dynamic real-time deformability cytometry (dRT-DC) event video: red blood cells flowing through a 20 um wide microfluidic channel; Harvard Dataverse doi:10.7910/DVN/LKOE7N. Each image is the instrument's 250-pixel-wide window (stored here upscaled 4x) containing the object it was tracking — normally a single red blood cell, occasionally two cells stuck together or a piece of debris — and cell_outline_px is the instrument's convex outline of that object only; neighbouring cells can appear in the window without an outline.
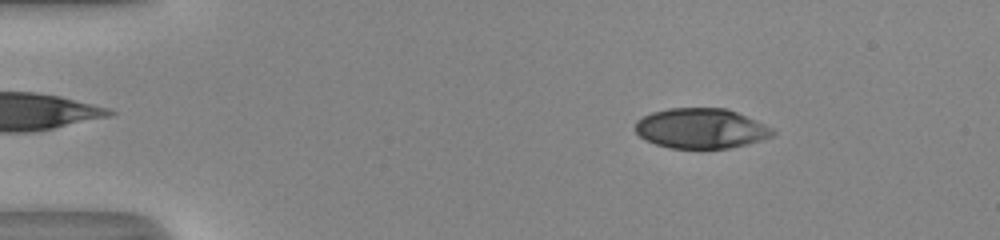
{"species": "human", "species_latin": "Homo sapiens", "temperature_condition": "room temperature", "stored_images_in_passage": 51, "camera_frame_rate_fps": 3000, "um_per_image_px": 0.085, "donor": {"sex": "male"}, "frame": {"image": 1, "passage_image": 8, "time_ms": 2.333, "image_size_px": [1000, 240], "cell_outline_px": [[776, 136], [748, 144], [728, 148], [672, 148], [656, 144], [644, 140], [636, 132], [636, 120], [652, 112], [668, 108], [724, 108], [736, 112], [756, 120], [772, 128], [776, 132]], "centroid_in_image_um": [59.6, 10.92], "position_along_channel_um": 25.4, "area_um2": 32.14}}
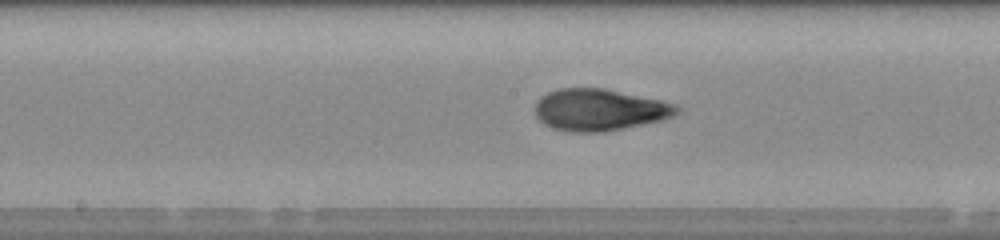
{"frame": {"image": 2, "passage_image": 27, "time_ms": 8.667, "image_size_px": [1000, 240], "cell_outline_px": [[680, 112], [664, 120], [604, 132], [568, 132], [552, 128], [544, 124], [536, 116], [536, 104], [540, 96], [548, 92], [560, 88], [604, 88], [660, 100], [672, 104], [680, 108]], "centroid_in_image_um": [50.94, 9.34], "position_along_channel_um": 197.3, "area_um2": 34.51}}
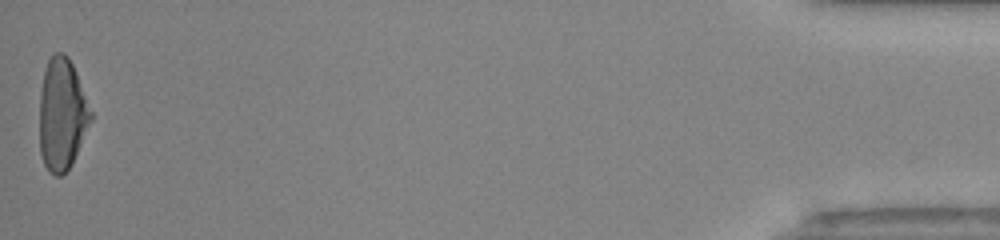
{"frame": {"image": 3, "passage_image": 51, "time_ms": 16.667, "image_size_px": [1000, 240], "cell_outline_px": [[92, 120], [72, 164], [60, 176], [56, 176], [48, 172], [44, 164], [40, 152], [40, 92], [44, 72], [48, 60], [56, 52], [64, 52], [68, 56], [76, 72], [92, 112]], "centroid_in_image_um": [5.27, 9.73], "position_along_channel_um": 429.9, "area_um2": 33.41}, "authors_computed_cell_mechanics": {"area_um2": 33.4084, "velocity_mm_per_s": 4.1103, "shape_relaxation_time_tau1_ms": 6.7808, "shape_relaxation_time_tau2_ms": 0.9929, "deformation_change_tau1": 0.2664, "deformation_change_tau2": 0.0629}}